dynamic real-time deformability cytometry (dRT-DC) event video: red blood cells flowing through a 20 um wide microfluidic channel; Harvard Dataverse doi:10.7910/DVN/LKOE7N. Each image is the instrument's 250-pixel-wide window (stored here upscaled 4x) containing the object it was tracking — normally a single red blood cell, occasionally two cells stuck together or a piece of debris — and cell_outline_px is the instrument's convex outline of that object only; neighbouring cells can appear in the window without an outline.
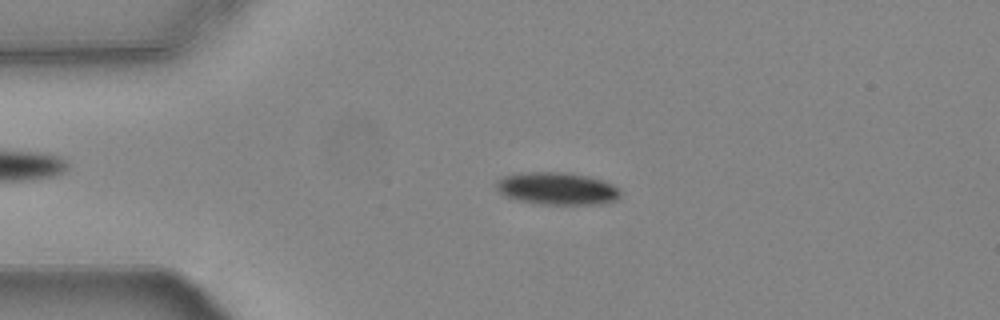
{"species": "common noctule bat (a hibernating species)", "species_latin": "Nyctalus noctula", "temperature_condition": "warm", "stored_images_in_passage": 54, "camera_frame_rate_fps": 3000, "um_per_image_px": 0.085, "animal": {"sex": "female", "body_mass_g": 24.6, "forearm_length_mm": 56.2}, "frame": {"image": 1, "passage_image": 12, "time_ms": 3.667, "image_size_px": [1000, 320], "cell_outline_px": [[620, 200], [604, 204], [540, 204], [520, 200], [504, 196], [496, 188], [496, 180], [504, 176], [532, 172], [564, 172], [588, 176], [604, 180], [620, 188]], "centroid_in_image_um": [47.42, 16.03], "position_along_channel_um": 37.6, "area_um2": 23.58}}
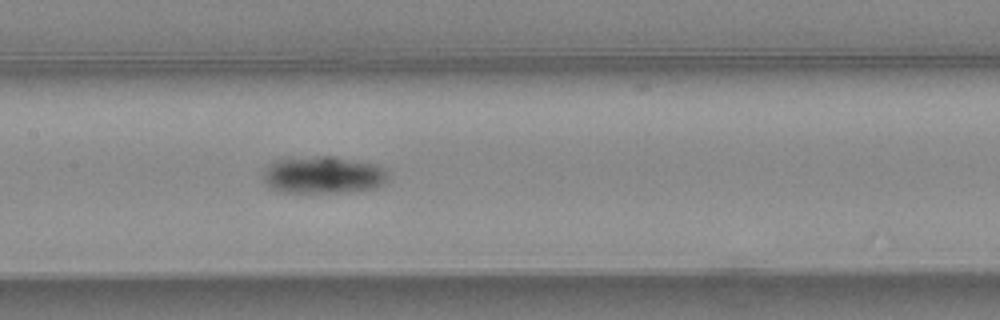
{"frame": {"image": 2, "passage_image": 26, "time_ms": 8.333, "image_size_px": [1000, 320], "cell_outline_px": [[388, 180], [384, 184], [376, 188], [352, 192], [280, 192], [272, 188], [264, 180], [264, 172], [268, 164], [276, 160], [312, 156], [332, 156], [380, 164], [388, 172]], "centroid_in_image_um": [27.55, 14.87], "position_along_channel_um": 179.8, "area_um2": 27.4}}
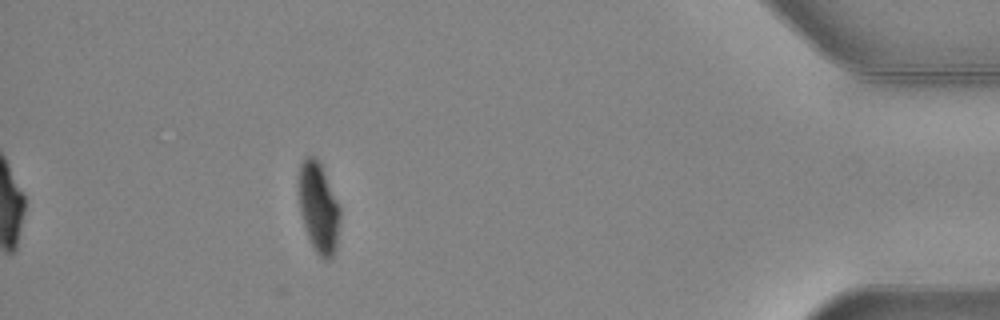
{"frame": {"image": 3, "passage_image": 49, "time_ms": 16.0, "image_size_px": [1000, 320], "cell_outline_px": [[340, 224], [336, 252], [332, 260], [324, 260], [316, 252], [308, 236], [300, 212], [300, 164], [308, 156], [312, 156], [320, 164], [340, 204]], "centroid_in_image_um": [27.14, 17.74], "position_along_channel_um": 408.1, "area_um2": 21.56}, "authors_computed_cell_mechanics": {"area_um2": 23.6691, "velocity_mm_per_s": 3.728, "shape_relaxation_time_tau1_ms": 3.1672, "shape_relaxation_time_tau2_ms": null, "deformation_change_tau1": 0.1138, "deformation_change_tau2": null}}